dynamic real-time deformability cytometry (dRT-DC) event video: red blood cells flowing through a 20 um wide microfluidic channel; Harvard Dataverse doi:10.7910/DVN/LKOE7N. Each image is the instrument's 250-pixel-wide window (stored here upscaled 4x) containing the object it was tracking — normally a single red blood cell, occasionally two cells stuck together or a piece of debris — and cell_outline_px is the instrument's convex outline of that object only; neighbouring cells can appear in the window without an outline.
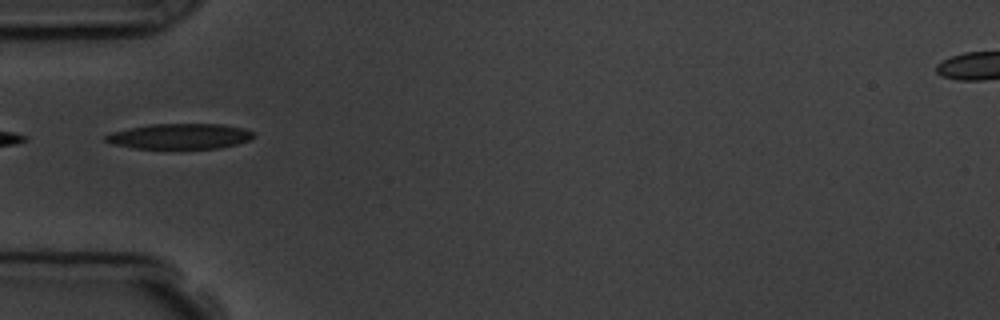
{"species": "common noctule bat (a hibernating species)", "species_latin": "Nyctalus noctula", "temperature_condition": "room temperature", "stored_images_in_passage": 1, "camera_frame_rate_fps": 3000, "um_per_image_px": 0.085, "animal": {"sex": "male", "body_mass_g": 19.5, "forearm_length_mm": 54.6}, "frame": {"image": 1, "passage_image": 1, "time_ms": 0.0, "image_size_px": [1000, 320], "cell_outline_px": [[256, 136], [252, 140], [220, 148], [132, 148], [112, 144], [104, 140], [104, 136], [112, 132], [148, 124], [224, 124], [244, 128], [252, 132]], "centroid_in_image_um": [15.31, 11.58], "position_along_channel_um": 69.7, "area_um2": 21.96}}